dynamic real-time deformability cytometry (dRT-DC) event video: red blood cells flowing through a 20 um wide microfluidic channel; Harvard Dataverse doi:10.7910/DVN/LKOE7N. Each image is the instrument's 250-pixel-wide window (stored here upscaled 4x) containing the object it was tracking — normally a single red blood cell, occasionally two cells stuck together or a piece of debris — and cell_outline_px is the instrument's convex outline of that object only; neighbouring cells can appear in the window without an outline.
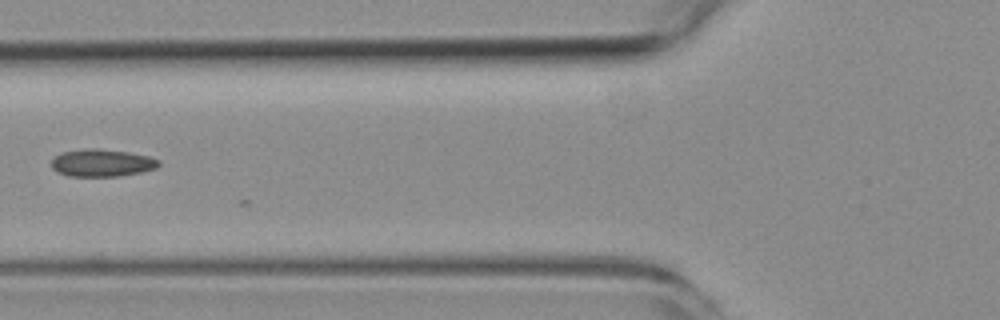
{"species": "common noctule bat (a hibernating species)", "species_latin": "Nyctalus noctula", "temperature_condition": "room temperature", "stored_images_in_passage": 7, "camera_frame_rate_fps": 3000, "um_per_image_px": 0.085, "animal": {"sex": "female", "body_mass_g": 19.3, "forearm_length_mm": 54.1}, "frame": {"image": 1, "passage_image": 6, "time_ms": 6.667, "image_size_px": [1000, 320], "cell_outline_px": [[160, 164], [156, 168], [140, 172], [120, 176], [68, 176], [56, 172], [52, 168], [52, 160], [56, 156], [64, 152], [92, 148], [96, 148], [128, 152], [148, 156], [160, 160]], "centroid_in_image_um": [8.67, 13.85], "position_along_channel_um": 117.1, "area_um2": 16.99}}